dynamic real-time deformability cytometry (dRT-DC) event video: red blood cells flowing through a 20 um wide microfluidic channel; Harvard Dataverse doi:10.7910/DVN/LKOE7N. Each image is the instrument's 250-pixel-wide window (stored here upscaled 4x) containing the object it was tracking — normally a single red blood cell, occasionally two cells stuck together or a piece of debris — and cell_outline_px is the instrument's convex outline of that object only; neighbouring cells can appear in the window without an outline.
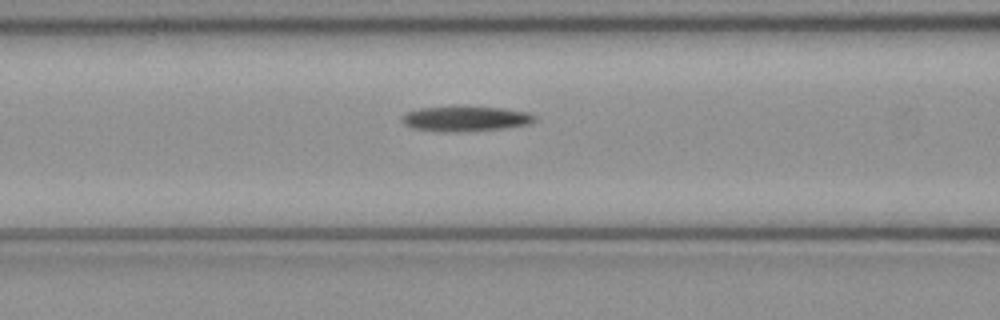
{"species": "common noctule bat (a hibernating species)", "species_latin": "Nyctalus noctula", "temperature_condition": "cold", "stored_images_in_passage": 50, "camera_frame_rate_fps": 3000, "um_per_image_px": 0.085, "animal": {"sex": "female", "body_mass_g": 21.9}, "frame": {"image": 1, "passage_image": 20, "time_ms": 6.333, "image_size_px": [1000, 320], "cell_outline_px": [[536, 120], [528, 124], [508, 128], [456, 132], [440, 132], [412, 128], [404, 124], [400, 120], [408, 112], [420, 108], [504, 108], [528, 112], [536, 116]], "centroid_in_image_um": [39.6, 10.12], "position_along_channel_um": 127.0, "area_um2": 19.02}}
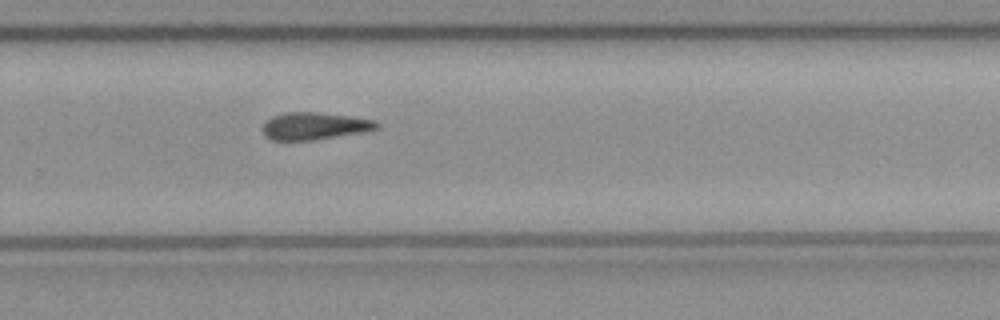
{"frame": {"image": 2, "passage_image": 33, "time_ms": 10.667, "image_size_px": [1000, 320], "cell_outline_px": [[380, 128], [368, 132], [312, 140], [272, 140], [264, 136], [264, 124], [272, 116], [284, 112], [320, 112], [376, 120], [380, 124]], "centroid_in_image_um": [26.8, 10.71], "position_along_channel_um": 303.0, "area_um2": 18.32}}
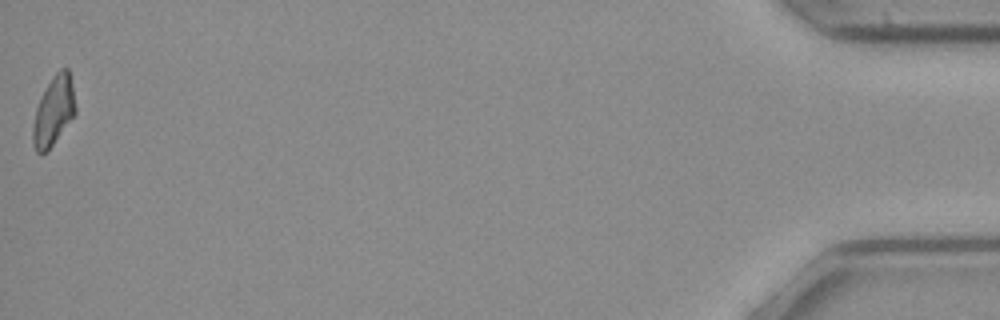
{"frame": {"image": 3, "passage_image": 50, "time_ms": 16.333, "image_size_px": [1000, 320], "cell_outline_px": [[76, 112], [48, 152], [40, 156], [36, 152], [32, 140], [32, 128], [36, 108], [52, 76], [60, 68], [68, 68], [72, 80], [76, 108]], "centroid_in_image_um": [4.56, 9.47], "position_along_channel_um": 430.6, "area_um2": 17.28}, "authors_computed_cell_mechanics": {"area_um2": 18.7561, "velocity_mm_per_s": 4.0671, "shape_relaxation_time_tau1_ms": 11.3702, "shape_relaxation_time_tau2_ms": null, "deformation_change_tau1": 0.2395, "deformation_change_tau2": null}}